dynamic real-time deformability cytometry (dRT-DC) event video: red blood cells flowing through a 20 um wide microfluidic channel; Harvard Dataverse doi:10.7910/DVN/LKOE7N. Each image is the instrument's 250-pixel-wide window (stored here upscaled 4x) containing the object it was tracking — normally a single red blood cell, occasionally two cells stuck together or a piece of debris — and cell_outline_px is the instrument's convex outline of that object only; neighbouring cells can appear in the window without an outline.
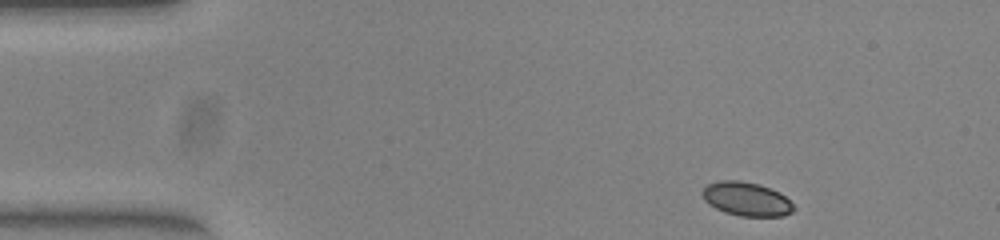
{"species": "common noctule bat (a hibernating species)", "species_latin": "Nyctalus noctula", "temperature_condition": "warm", "stored_images_in_passage": 47, "camera_frame_rate_fps": 3000, "um_per_image_px": 0.085, "animal": {"sex": "female", "body_mass_g": 23.0, "forearm_length_mm": 53.4}, "frame": {"image": 1, "passage_image": 1, "time_ms": 0.0, "image_size_px": [1000, 240], "cell_outline_px": [[796, 208], [792, 212], [784, 216], [740, 216], [724, 212], [708, 204], [704, 200], [700, 192], [708, 184], [720, 180], [740, 180], [760, 184], [780, 192]], "centroid_in_image_um": [63.44, 16.91], "position_along_channel_um": 21.6, "area_um2": 18.15}}
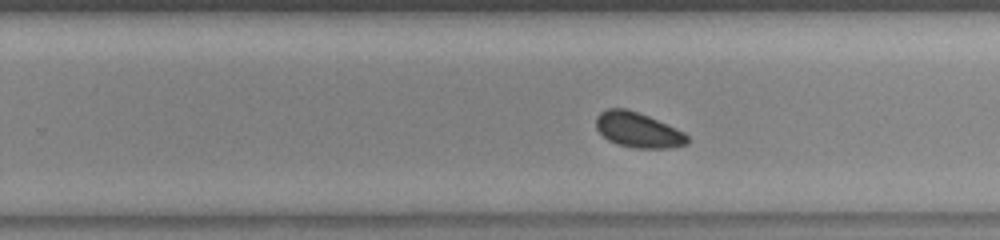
{"frame": {"image": 2, "passage_image": 27, "time_ms": 8.667, "image_size_px": [1000, 240], "cell_outline_px": [[688, 144], [668, 148], [636, 148], [616, 144], [608, 140], [596, 128], [596, 116], [600, 112], [608, 108], [624, 108], [648, 116], [676, 128], [684, 132], [688, 136]], "centroid_in_image_um": [54.22, 11.05], "position_along_channel_um": 275.6, "area_um2": 18.61}}
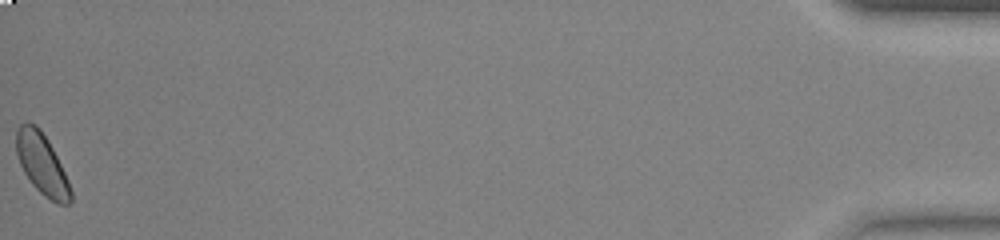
{"frame": {"image": 3, "passage_image": 47, "time_ms": 15.333, "image_size_px": [1000, 240], "cell_outline_px": [[72, 204], [56, 204], [44, 196], [32, 184], [24, 172], [20, 164], [16, 152], [16, 132], [20, 124], [24, 120], [28, 120], [36, 124], [40, 128], [48, 140], [68, 180], [72, 192]], "centroid_in_image_um": [3.56, 13.93], "position_along_channel_um": 431.6, "area_um2": 19.48}}